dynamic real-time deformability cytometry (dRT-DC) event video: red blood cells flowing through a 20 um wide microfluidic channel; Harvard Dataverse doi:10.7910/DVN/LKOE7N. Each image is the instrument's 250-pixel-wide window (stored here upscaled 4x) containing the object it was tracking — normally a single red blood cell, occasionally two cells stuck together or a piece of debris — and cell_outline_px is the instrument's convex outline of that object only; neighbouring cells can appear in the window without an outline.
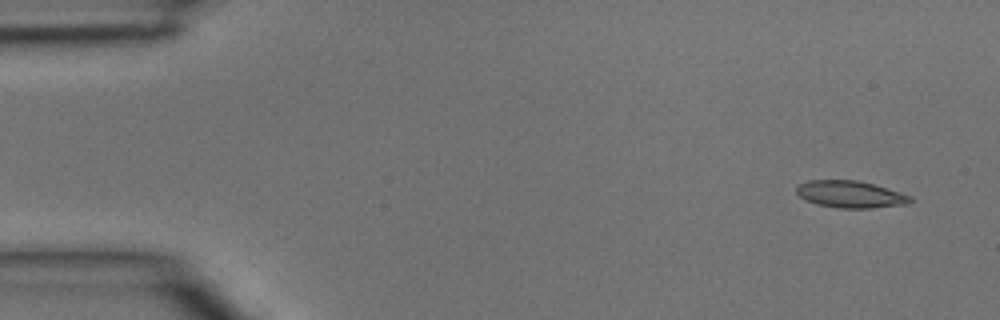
{"species": "common noctule bat (a hibernating species)", "species_latin": "Nyctalus noctula", "temperature_condition": "room temperature", "stored_images_in_passage": 2, "segment_of_instrument_passage": [2, 2], "camera_frame_rate_fps": 3000, "um_per_image_px": 0.085, "animal": {"sex": "male", "body_mass_g": 15.6}, "frame": {"image": 1, "passage_image": 2, "time_ms": 0.333, "image_size_px": [1000, 320], "cell_outline_px": [[912, 200], [908, 204], [872, 208], [840, 208], [816, 204], [804, 200], [796, 192], [796, 188], [800, 184], [808, 180], [856, 180], [872, 184], [912, 196]], "centroid_in_image_um": [72.26, 16.52], "position_along_channel_um": 12.7, "area_um2": 17.8}}